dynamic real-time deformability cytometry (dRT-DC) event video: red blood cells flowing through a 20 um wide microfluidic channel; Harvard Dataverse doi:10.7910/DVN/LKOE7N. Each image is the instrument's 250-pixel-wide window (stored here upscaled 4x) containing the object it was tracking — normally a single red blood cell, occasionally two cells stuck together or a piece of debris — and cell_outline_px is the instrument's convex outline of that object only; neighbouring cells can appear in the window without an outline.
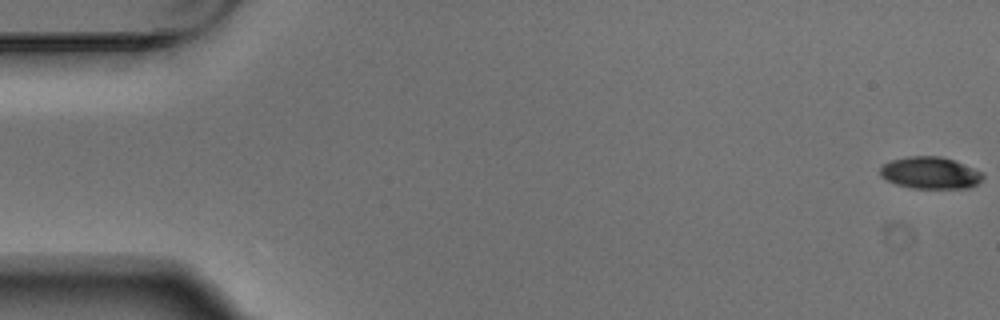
{"species": "Egyptian fruit bat (a non-hibernating species)", "species_latin": "Rousettus aegyptiacus", "temperature_condition": "warm", "stored_images_in_passage": 2, "camera_frame_rate_fps": 3000, "um_per_image_px": 0.085, "animal": {"sex": "male"}, "frame": {"image": 1, "passage_image": 2, "time_ms": 0.333, "image_size_px": [1000, 320], "cell_outline_px": [[984, 176], [976, 184], [968, 188], [912, 188], [896, 184], [880, 176], [880, 168], [884, 164], [892, 160], [908, 156], [940, 156], [952, 160], [984, 172]], "centroid_in_image_um": [79.07, 14.69], "position_along_channel_um": 5.9, "area_um2": 18.96}}